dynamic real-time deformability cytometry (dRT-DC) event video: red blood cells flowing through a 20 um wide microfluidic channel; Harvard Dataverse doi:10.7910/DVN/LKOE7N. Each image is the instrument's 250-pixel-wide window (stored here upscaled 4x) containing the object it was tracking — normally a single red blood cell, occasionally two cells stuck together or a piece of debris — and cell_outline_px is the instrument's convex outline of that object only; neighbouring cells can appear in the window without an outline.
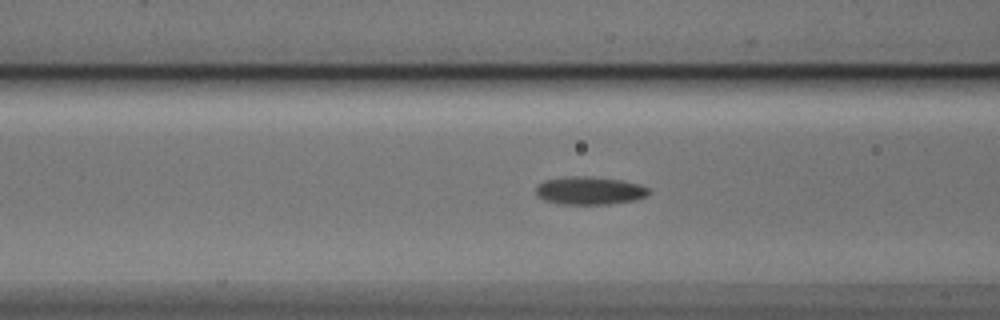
{"species": "Egyptian fruit bat (a non-hibernating species)", "species_latin": "Rousettus aegyptiacus", "temperature_condition": "cold", "stored_images_in_passage": 45, "camera_frame_rate_fps": 3000, "um_per_image_px": 0.085, "animal": {"sex": "male"}, "frame": {"image": 1, "passage_image": 12, "time_ms": 3.667, "image_size_px": [1000, 320], "cell_outline_px": [[648, 196], [636, 200], [608, 204], [560, 204], [544, 200], [536, 196], [536, 184], [544, 180], [564, 176], [588, 176], [620, 180], [640, 184], [648, 188]], "centroid_in_image_um": [50.07, 16.2], "position_along_channel_um": 116.5, "area_um2": 18.61}}
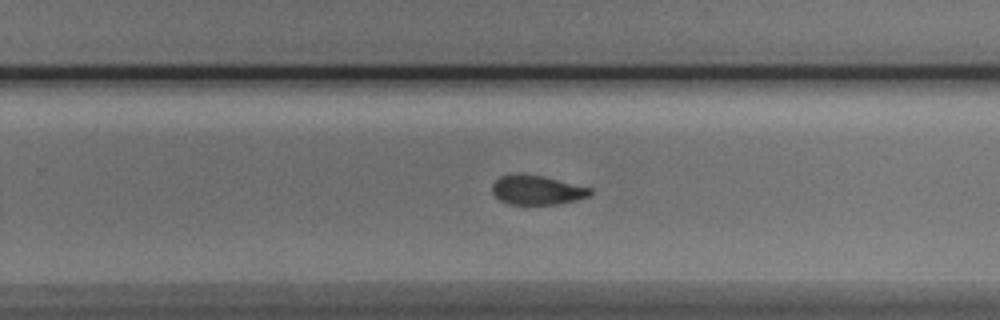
{"frame": {"image": 2, "passage_image": 25, "time_ms": 8.0, "image_size_px": [1000, 320], "cell_outline_px": [[592, 192], [588, 196], [576, 200], [556, 204], [508, 204], [500, 200], [492, 192], [492, 184], [500, 176], [516, 172], [544, 176], [592, 188]], "centroid_in_image_um": [45.61, 16.13], "position_along_channel_um": 284.2, "area_um2": 16.88}}
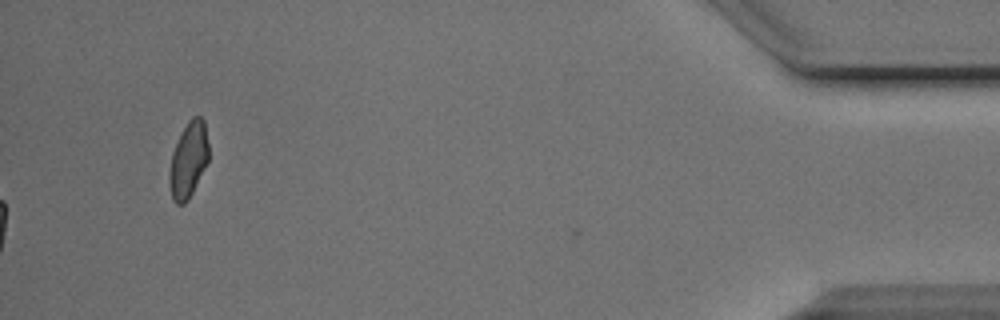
{"frame": {"image": 3, "passage_image": 45, "time_ms": 14.667, "image_size_px": [1000, 320], "cell_outline_px": [[208, 160], [188, 200], [184, 204], [176, 204], [172, 200], [168, 184], [168, 172], [172, 152], [188, 120], [192, 116], [200, 116], [204, 120], [208, 144]], "centroid_in_image_um": [15.99, 13.61], "position_along_channel_um": 419.2, "area_um2": 17.28}, "authors_computed_cell_mechanics": {"area_um2": 17.3978, "velocity_mm_per_s": 3.8764, "shape_relaxation_time_tau1_ms": 4.6496, "shape_relaxation_time_tau2_ms": 3.0443, "deformation_change_tau1": 0.1438, "deformation_change_tau2": 0.0881}}